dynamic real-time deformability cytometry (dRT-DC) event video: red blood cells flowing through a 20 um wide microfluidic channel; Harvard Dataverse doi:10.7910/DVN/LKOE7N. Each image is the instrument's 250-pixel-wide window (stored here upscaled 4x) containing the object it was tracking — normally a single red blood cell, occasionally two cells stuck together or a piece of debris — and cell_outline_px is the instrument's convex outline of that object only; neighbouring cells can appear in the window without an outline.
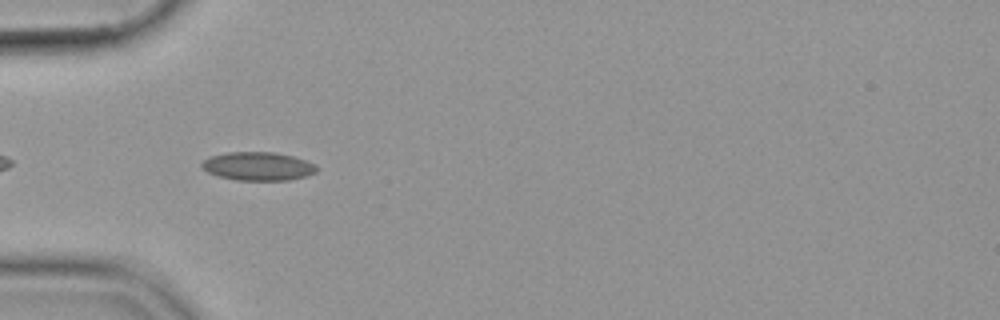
{"species": "common noctule bat (a hibernating species)", "species_latin": "Nyctalus noctula", "temperature_condition": "cold", "stored_images_in_passage": 40, "camera_frame_rate_fps": 3000, "um_per_image_px": 0.085, "animal": {"sex": "female", "body_mass_g": 19.9}, "frame": {"image": 1, "passage_image": 3, "time_ms": 0.667, "image_size_px": [1000, 320], "cell_outline_px": [[316, 172], [304, 176], [288, 180], [236, 180], [220, 176], [208, 172], [200, 168], [200, 164], [208, 156], [228, 152], [272, 152], [292, 156], [304, 160], [312, 164], [316, 168]], "centroid_in_image_um": [21.85, 14.12], "position_along_channel_um": 63.1, "area_um2": 18.84}}
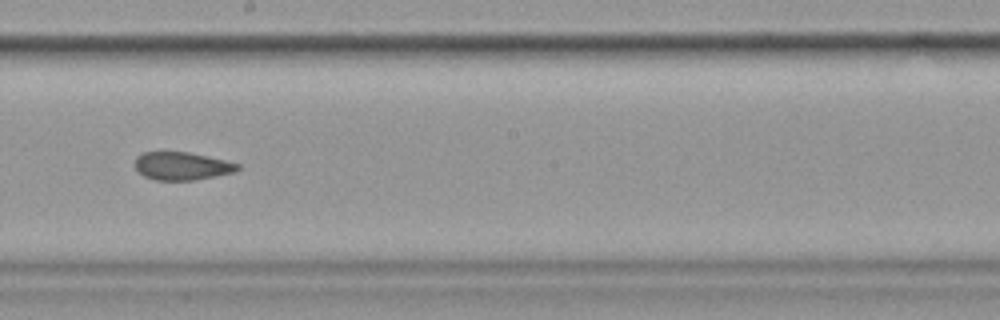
{"frame": {"image": 2, "passage_image": 17, "time_ms": 5.333, "image_size_px": [1000, 320], "cell_outline_px": [[240, 168], [236, 172], [192, 180], [156, 180], [144, 176], [136, 168], [136, 156], [144, 152], [188, 152], [224, 160], [240, 164]], "centroid_in_image_um": [15.48, 14.11], "position_along_channel_um": 232.7, "area_um2": 16.53}}
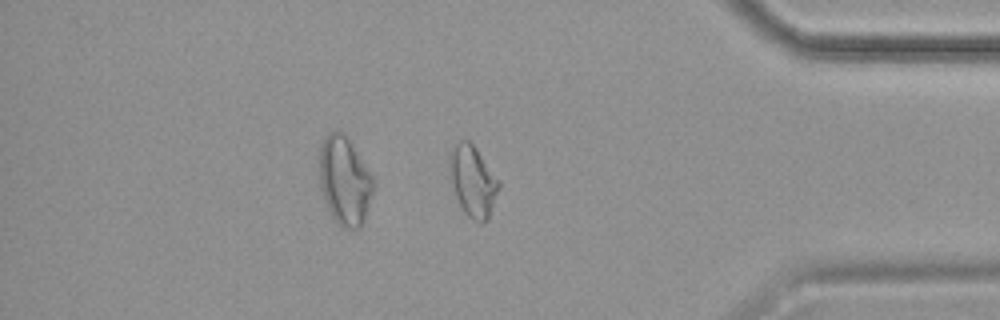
{"frame": {"image": 3, "passage_image": 32, "time_ms": 10.333, "image_size_px": [1000, 320], "cell_outline_px": [[500, 188], [488, 220], [480, 224], [472, 220], [464, 212], [456, 196], [452, 184], [448, 164], [448, 156], [456, 144], [460, 140], [468, 140], [476, 148], [500, 180]], "centroid_in_image_um": [40.21, 15.41], "position_along_channel_um": 395.0, "area_um2": 20.52}}